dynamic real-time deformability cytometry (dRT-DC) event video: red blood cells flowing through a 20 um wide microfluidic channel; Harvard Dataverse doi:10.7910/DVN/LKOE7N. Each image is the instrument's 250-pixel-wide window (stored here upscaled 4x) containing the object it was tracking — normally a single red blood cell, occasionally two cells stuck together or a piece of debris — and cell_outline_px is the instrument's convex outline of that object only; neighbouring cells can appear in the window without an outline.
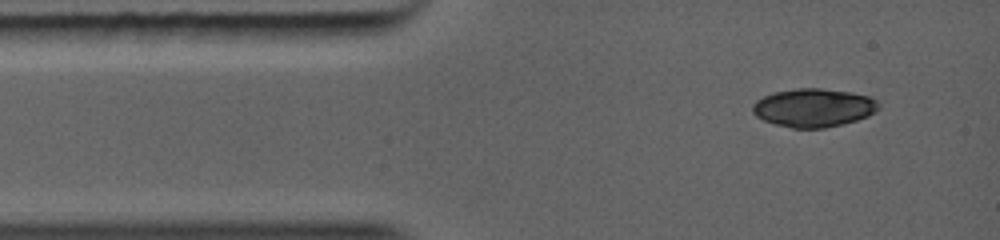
{"species": "common noctule bat (a hibernating species)", "species_latin": "Nyctalus noctula", "temperature_condition": "warm", "stored_images_in_passage": 5, "camera_frame_rate_fps": 5000, "um_per_image_px": 0.085, "animal": {"sex": "female", "body_mass_g": 19.0, "forearm_length_mm": 56.7}, "frame": {"image": 1, "passage_image": 1, "time_ms": 0.0, "image_size_px": [1000, 240], "cell_outline_px": [[880, 108], [868, 116], [844, 124], [824, 128], [792, 128], [776, 124], [764, 120], [756, 116], [752, 112], [752, 104], [756, 100], [764, 96], [776, 92], [800, 88], [820, 88], [848, 92], [868, 96], [876, 100], [880, 104]], "centroid_in_image_um": [69.16, 9.16], "position_along_channel_um": 15.8, "area_um2": 28.09}}